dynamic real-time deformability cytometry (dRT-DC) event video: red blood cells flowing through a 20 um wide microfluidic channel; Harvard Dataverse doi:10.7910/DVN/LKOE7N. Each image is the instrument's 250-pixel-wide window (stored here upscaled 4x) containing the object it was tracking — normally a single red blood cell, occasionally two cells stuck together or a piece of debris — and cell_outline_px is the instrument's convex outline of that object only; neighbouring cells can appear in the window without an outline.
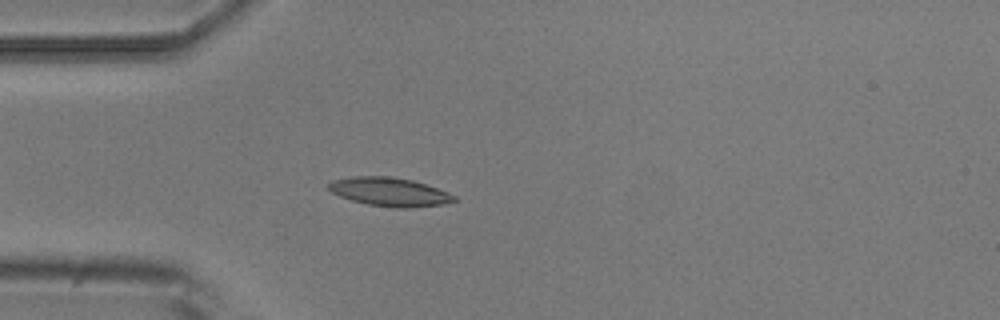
{"species": "common noctule bat (a hibernating species)", "species_latin": "Nyctalus noctula", "temperature_condition": "room temperature", "stored_images_in_passage": 4, "camera_frame_rate_fps": 3000, "um_per_image_px": 0.085, "animal": {"sex": "male", "body_mass_g": 20.5, "forearm_length_mm": 52.5}, "frame": {"image": 1, "passage_image": 4, "time_ms": 4.333, "image_size_px": [1000, 320], "cell_outline_px": [[456, 200], [444, 204], [412, 208], [396, 208], [368, 204], [352, 200], [340, 196], [332, 192], [328, 188], [328, 184], [332, 180], [352, 176], [388, 176], [412, 180], [448, 192], [456, 196]], "centroid_in_image_um": [33.11, 16.31], "position_along_channel_um": 51.9, "area_um2": 20.87}}